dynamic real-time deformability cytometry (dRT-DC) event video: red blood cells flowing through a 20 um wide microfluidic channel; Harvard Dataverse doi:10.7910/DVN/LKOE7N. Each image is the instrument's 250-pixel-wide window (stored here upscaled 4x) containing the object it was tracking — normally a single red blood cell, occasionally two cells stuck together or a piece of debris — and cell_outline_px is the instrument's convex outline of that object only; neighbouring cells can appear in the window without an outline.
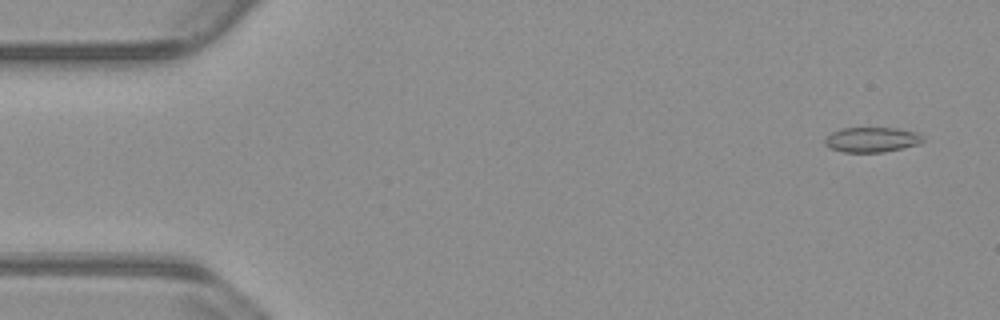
{"species": "common noctule bat (a hibernating species)", "species_latin": "Nyctalus noctula", "temperature_condition": "warm", "stored_images_in_passage": 54, "camera_frame_rate_fps": 3000, "um_per_image_px": 0.085, "animal": {"sex": "male", "body_mass_g": 23.1, "forearm_length_mm": 52.7}, "frame": {"image": 1, "passage_image": 3, "time_ms": 0.667, "image_size_px": [1000, 320], "cell_outline_px": [[924, 140], [920, 144], [884, 152], [844, 152], [828, 148], [824, 144], [824, 140], [832, 132], [840, 128], [896, 128], [916, 132], [924, 136]], "centroid_in_image_um": [74.1, 11.87], "position_along_channel_um": 10.9, "area_um2": 14.39}}
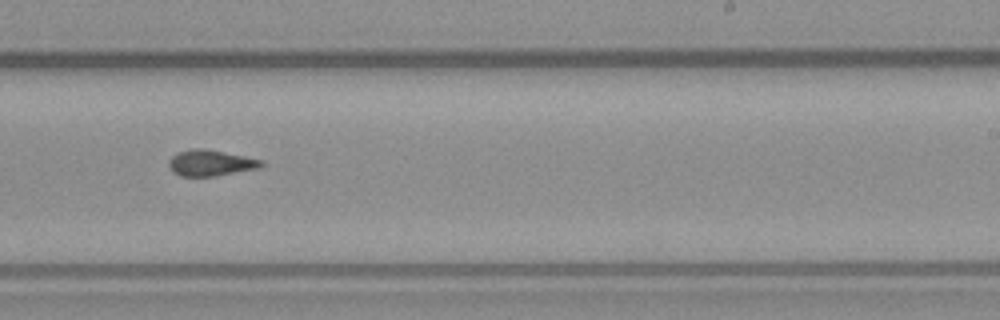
{"frame": {"image": 2, "passage_image": 33, "time_ms": 10.667, "image_size_px": [1000, 320], "cell_outline_px": [[264, 164], [260, 168], [216, 176], [180, 176], [172, 172], [168, 164], [168, 160], [172, 156], [180, 152], [192, 148], [204, 148], [264, 160]], "centroid_in_image_um": [17.91, 13.85], "position_along_channel_um": 271.1, "area_um2": 14.1}}
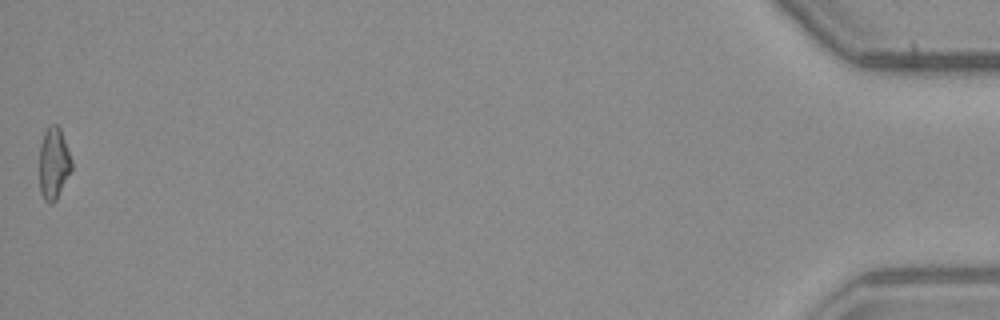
{"frame": {"image": 3, "passage_image": 54, "time_ms": 17.667, "image_size_px": [1000, 320], "cell_outline_px": [[72, 168], [56, 200], [52, 204], [48, 204], [44, 200], [40, 192], [40, 144], [44, 132], [48, 124], [56, 124], [60, 128], [72, 160]], "centroid_in_image_um": [4.55, 13.88], "position_along_channel_um": 430.6, "area_um2": 13.53}, "authors_computed_cell_mechanics": {"area_um2": 14.0454, "velocity_mm_per_s": 3.826, "shape_relaxation_time_tau1_ms": null, "shape_relaxation_time_tau2_ms": 1.6473, "deformation_change_tau1": null, "deformation_change_tau2": 0.0676}}